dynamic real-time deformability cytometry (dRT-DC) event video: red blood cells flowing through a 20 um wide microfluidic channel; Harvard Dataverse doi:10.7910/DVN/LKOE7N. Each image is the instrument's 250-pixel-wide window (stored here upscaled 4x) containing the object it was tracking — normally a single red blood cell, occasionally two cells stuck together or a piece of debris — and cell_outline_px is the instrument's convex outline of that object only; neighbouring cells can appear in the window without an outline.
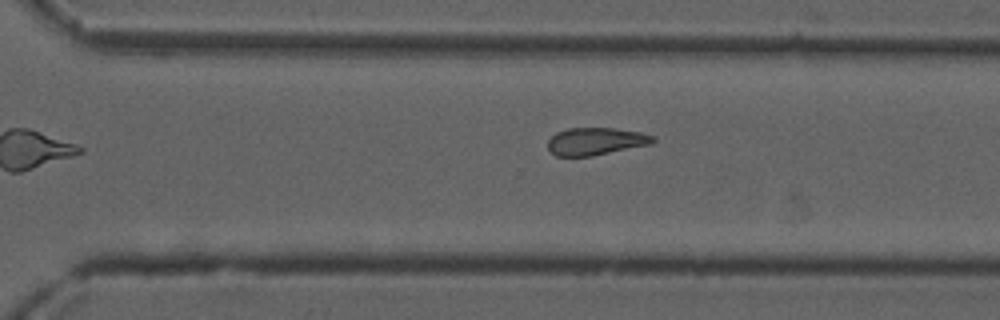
{"species": "common noctule bat (a hibernating species)", "species_latin": "Nyctalus noctula", "temperature_condition": "cold", "stored_images_in_passage": 11, "camera_frame_rate_fps": 3000, "um_per_image_px": 0.085, "animal": {"sex": "male", "forearm_length_mm": 52.5}, "frame": {"image": 1, "passage_image": 11, "time_ms": 3.333, "image_size_px": [1000, 320], "cell_outline_px": [[656, 140], [652, 144], [592, 156], [556, 156], [548, 148], [548, 140], [556, 132], [568, 128], [612, 128], [640, 132], [656, 136]], "centroid_in_image_um": [50.66, 12.01], "position_along_channel_um": 319.9, "area_um2": 16.88}}